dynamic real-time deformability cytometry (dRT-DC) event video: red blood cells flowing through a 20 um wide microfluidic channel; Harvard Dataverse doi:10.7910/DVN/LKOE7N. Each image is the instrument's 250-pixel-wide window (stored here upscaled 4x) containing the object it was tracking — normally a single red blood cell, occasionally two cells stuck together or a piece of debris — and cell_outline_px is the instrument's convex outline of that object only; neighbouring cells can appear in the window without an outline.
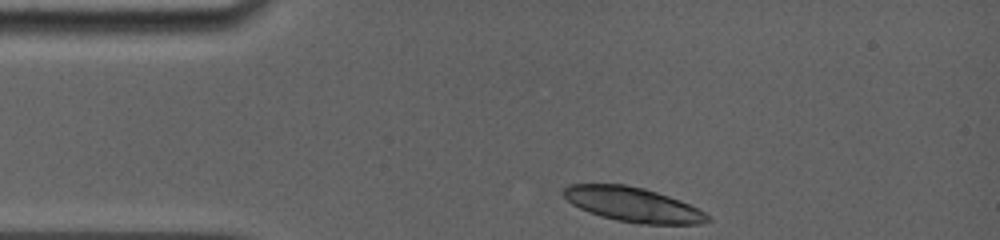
{"species": "common noctule bat (a hibernating species)", "species_latin": "Nyctalus noctula", "temperature_condition": "room temperature", "stored_images_in_passage": 4, "camera_frame_rate_fps": 5000, "um_per_image_px": 0.085, "animal": {"sex": "female", "body_mass_g": 19.0, "forearm_length_mm": 56.7}, "frame": {"image": 1, "passage_image": 1, "time_ms": 0.0, "image_size_px": [1000, 240], "cell_outline_px": [[712, 220], [700, 224], [636, 224], [616, 220], [600, 216], [588, 212], [572, 204], [564, 196], [564, 188], [568, 184], [624, 184], [644, 188], [680, 200], [712, 216]], "centroid_in_image_um": [53.82, 17.4], "position_along_channel_um": 31.2, "area_um2": 29.02}}